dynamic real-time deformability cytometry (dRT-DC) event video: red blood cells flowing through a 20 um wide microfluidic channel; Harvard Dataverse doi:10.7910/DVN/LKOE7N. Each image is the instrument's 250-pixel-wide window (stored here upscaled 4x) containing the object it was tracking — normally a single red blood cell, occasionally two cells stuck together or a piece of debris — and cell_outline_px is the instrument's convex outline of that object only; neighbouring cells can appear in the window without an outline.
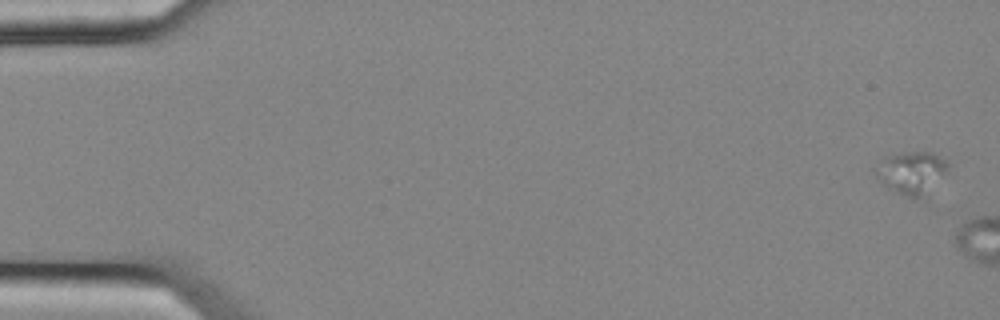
{"species": "common noctule bat (a hibernating species)", "species_latin": "Nyctalus noctula", "temperature_condition": "cold", "stored_images_in_passage": 7, "camera_frame_rate_fps": 3000, "um_per_image_px": 0.085, "animal": {"sex": "female", "body_mass_g": 25.1}, "frame": {"image": 1, "passage_image": 2, "time_ms": 0.333, "image_size_px": [1000, 320], "cell_outline_px": [[948, 168], [920, 200], [916, 200], [888, 188], [872, 172], [884, 156], [904, 152], [932, 152], [944, 160], [948, 164]], "centroid_in_image_um": [77.42, 14.66], "position_along_channel_um": 7.6, "area_um2": 17.63}}